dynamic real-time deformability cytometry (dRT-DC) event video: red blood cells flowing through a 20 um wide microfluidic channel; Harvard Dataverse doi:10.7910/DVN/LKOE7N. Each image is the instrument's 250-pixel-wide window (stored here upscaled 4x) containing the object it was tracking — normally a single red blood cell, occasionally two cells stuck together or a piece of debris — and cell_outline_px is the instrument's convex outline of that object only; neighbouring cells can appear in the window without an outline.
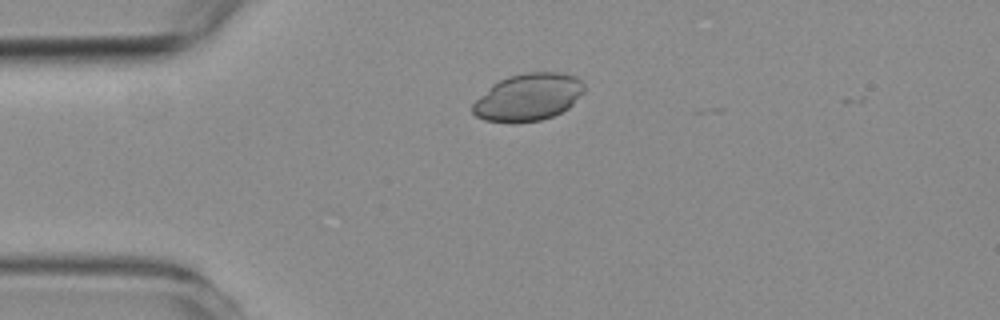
{"species": "common noctule bat (a hibernating species)", "species_latin": "Nyctalus noctula", "temperature_condition": "room temperature", "stored_images_in_passage": 3, "camera_frame_rate_fps": 3000, "um_per_image_px": 0.085, "animal": {"sex": "female", "body_mass_g": 19.3, "forearm_length_mm": 54.1}, "frame": {"image": 1, "passage_image": 1, "time_ms": 0.0, "image_size_px": [1000, 320], "cell_outline_px": [[584, 92], [568, 108], [552, 116], [540, 120], [512, 124], [484, 120], [476, 116], [472, 112], [472, 104], [492, 84], [508, 76], [524, 72], [560, 72], [576, 76], [584, 84]], "centroid_in_image_um": [44.88, 8.26], "position_along_channel_um": 40.1, "area_um2": 30.92}}